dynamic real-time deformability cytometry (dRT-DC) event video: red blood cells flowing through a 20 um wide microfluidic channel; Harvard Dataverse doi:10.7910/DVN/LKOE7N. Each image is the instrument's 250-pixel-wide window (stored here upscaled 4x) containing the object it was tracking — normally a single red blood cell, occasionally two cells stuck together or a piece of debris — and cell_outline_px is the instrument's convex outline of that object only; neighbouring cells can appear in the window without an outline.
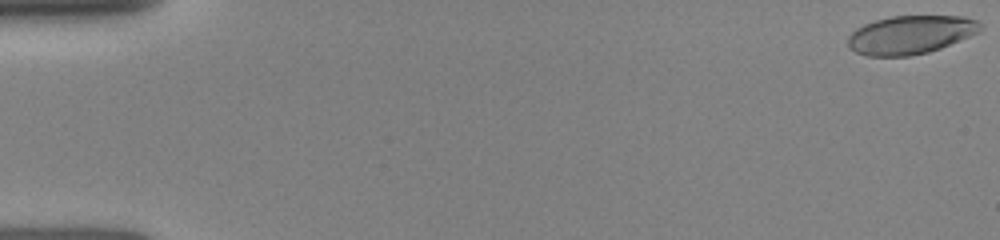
{"species": "human", "species_latin": "Homo sapiens", "temperature_condition": "room temperature", "stored_images_in_passage": 30, "camera_frame_rate_fps": 3000, "um_per_image_px": 0.085, "donor": {"sex": "female"}, "frame": {"image": 1, "passage_image": 1, "time_ms": 0.0, "image_size_px": [1000, 240], "cell_outline_px": [[980, 32], [940, 48], [928, 52], [908, 56], [868, 56], [856, 52], [848, 48], [848, 36], [856, 28], [864, 24], [876, 20], [892, 16], [964, 16], [976, 20], [980, 24]], "centroid_in_image_um": [77.37, 2.95], "position_along_channel_um": 7.6, "area_um2": 29.59}}
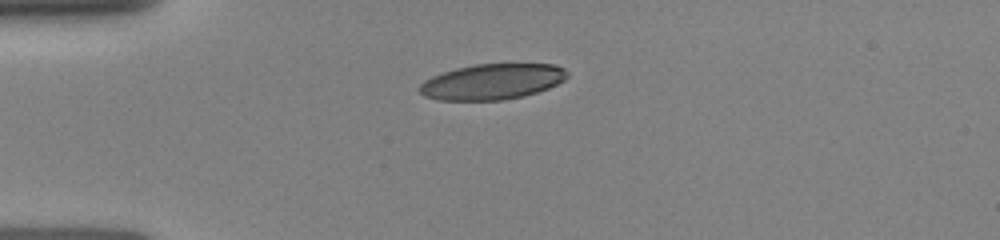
{"frame": {"image": 2, "passage_image": 19, "time_ms": 4.0, "image_size_px": [1000, 240], "cell_outline_px": [[568, 76], [564, 80], [548, 88], [524, 96], [504, 100], [436, 100], [424, 96], [416, 88], [424, 80], [432, 76], [456, 68], [476, 64], [556, 64], [564, 68], [568, 72]], "centroid_in_image_um": [41.82, 6.94], "position_along_channel_um": 43.2, "area_um2": 30.81}}
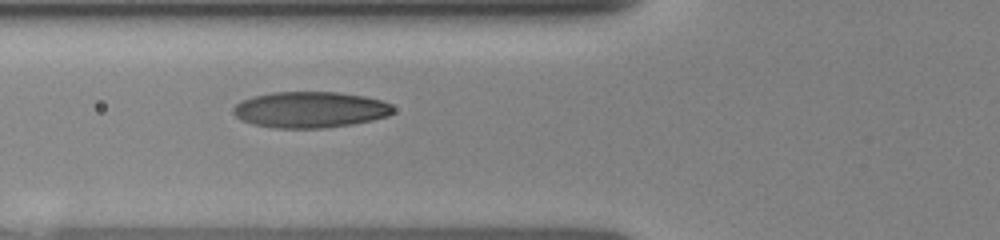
{"frame": {"image": 3, "passage_image": 29, "time_ms": 6.0, "image_size_px": [1000, 240], "cell_outline_px": [[392, 112], [388, 116], [372, 120], [352, 124], [324, 128], [276, 128], [252, 124], [240, 120], [232, 112], [232, 108], [240, 100], [252, 96], [272, 92], [336, 92], [364, 96], [380, 100], [392, 104]], "centroid_in_image_um": [26.31, 9.32], "position_along_channel_um": 99.5, "area_um2": 33.76}}